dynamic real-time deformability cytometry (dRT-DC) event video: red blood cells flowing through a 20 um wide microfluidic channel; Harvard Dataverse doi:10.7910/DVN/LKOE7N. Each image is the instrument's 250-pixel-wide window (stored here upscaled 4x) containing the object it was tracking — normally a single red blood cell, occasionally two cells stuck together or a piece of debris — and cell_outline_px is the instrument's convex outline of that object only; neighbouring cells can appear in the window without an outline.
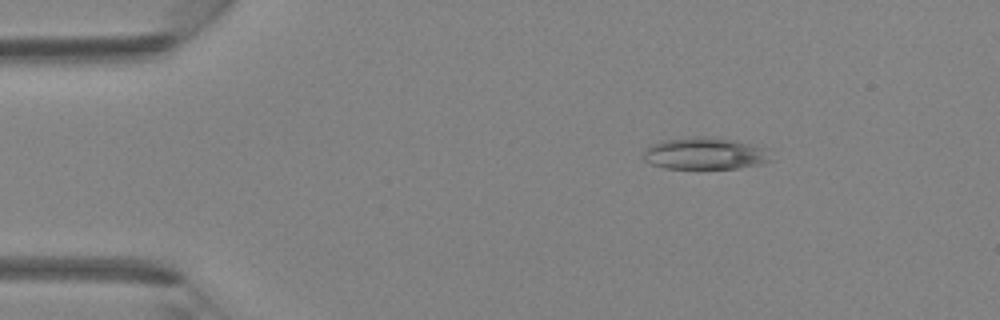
{"species": "Egyptian fruit bat (a non-hibernating species)", "species_latin": "Rousettus aegyptiacus", "temperature_condition": "room temperature", "stored_images_in_passage": 39, "camera_frame_rate_fps": 3000, "um_per_image_px": 0.085, "animal": {"sex": "female"}, "frame": {"image": 1, "passage_image": 6, "time_ms": 1.667, "image_size_px": [1000, 320], "cell_outline_px": [[776, 160], [760, 164], [736, 168], [664, 168], [652, 164], [644, 160], [640, 156], [644, 148], [652, 144], [664, 140], [688, 136], [716, 136], [768, 148]], "centroid_in_image_um": [59.95, 13.03], "position_along_channel_um": 25.1, "area_um2": 24.39}}
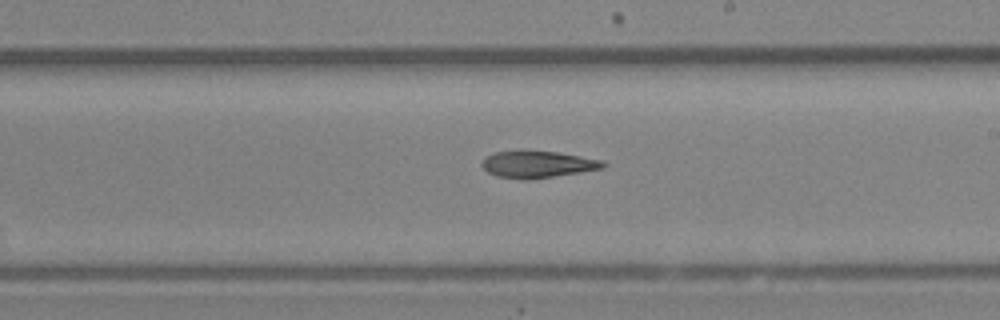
{"frame": {"image": 2, "passage_image": 23, "time_ms": 7.333, "image_size_px": [1000, 320], "cell_outline_px": [[608, 164], [604, 168], [580, 172], [528, 180], [524, 180], [496, 176], [488, 172], [480, 164], [484, 156], [492, 152], [556, 152], [604, 160]], "centroid_in_image_um": [45.7, 13.98], "position_along_channel_um": 243.3, "area_um2": 18.79}}
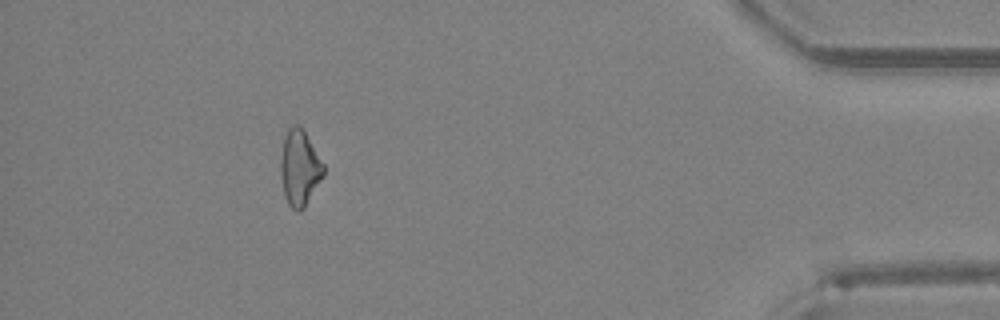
{"frame": {"image": 3, "passage_image": 36, "time_ms": 11.667, "image_size_px": [1000, 320], "cell_outline_px": [[324, 176], [304, 208], [300, 212], [296, 212], [288, 204], [284, 196], [280, 172], [280, 160], [284, 136], [288, 128], [292, 124], [300, 124], [324, 164]], "centroid_in_image_um": [25.46, 14.27], "position_along_channel_um": 409.7, "area_um2": 19.19}}